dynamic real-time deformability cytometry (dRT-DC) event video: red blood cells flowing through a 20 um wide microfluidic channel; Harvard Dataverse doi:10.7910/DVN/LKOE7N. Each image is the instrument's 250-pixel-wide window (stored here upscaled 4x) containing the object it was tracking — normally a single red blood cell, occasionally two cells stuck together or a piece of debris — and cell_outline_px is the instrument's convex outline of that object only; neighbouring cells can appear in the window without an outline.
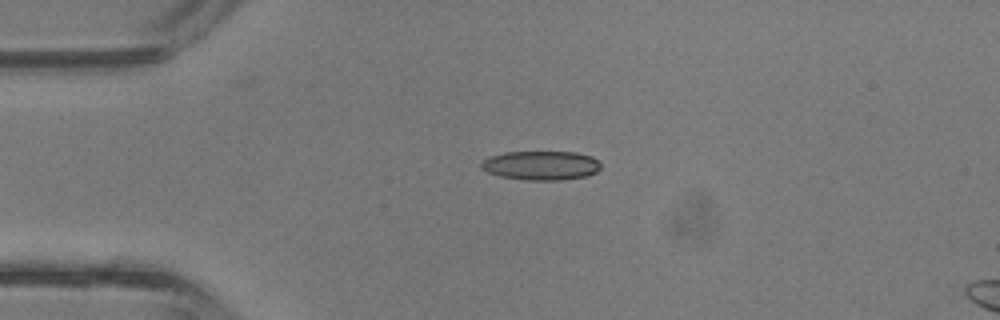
{"species": "common noctule bat (a hibernating species)", "species_latin": "Nyctalus noctula", "temperature_condition": "room temperature", "stored_images_in_passage": 2, "camera_frame_rate_fps": 3000, "um_per_image_px": 0.085, "animal": {"sex": "male", "body_mass_g": 13.3}, "frame": {"image": 1, "passage_image": 1, "time_ms": 0.0, "image_size_px": [1000, 320], "cell_outline_px": [[600, 168], [596, 172], [588, 176], [560, 180], [528, 180], [500, 176], [488, 172], [480, 168], [480, 164], [484, 160], [492, 156], [504, 152], [576, 152], [592, 156], [600, 164]], "centroid_in_image_um": [46.0, 14.06], "position_along_channel_um": 39.0, "area_um2": 20.23}}